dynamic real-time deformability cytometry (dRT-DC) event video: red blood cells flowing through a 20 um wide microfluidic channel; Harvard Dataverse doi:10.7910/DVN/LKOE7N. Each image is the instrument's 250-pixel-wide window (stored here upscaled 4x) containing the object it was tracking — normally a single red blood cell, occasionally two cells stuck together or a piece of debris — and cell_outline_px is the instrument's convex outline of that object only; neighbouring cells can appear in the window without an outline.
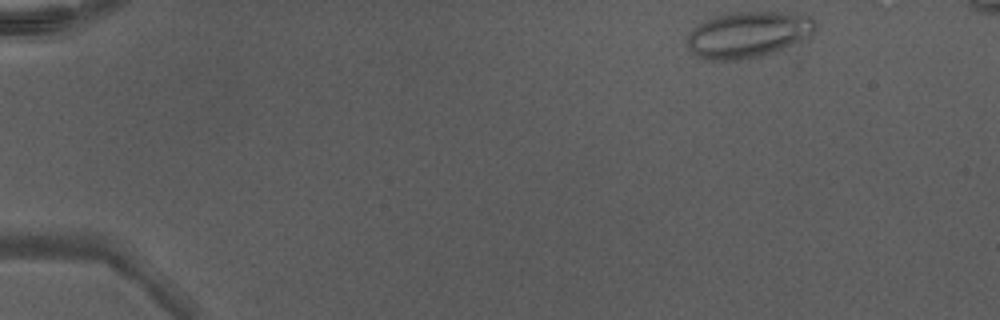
{"species": "Egyptian fruit bat (a non-hibernating species)", "species_latin": "Rousettus aegyptiacus", "temperature_condition": "warm", "stored_images_in_passage": 44, "camera_frame_rate_fps": 3000, "um_per_image_px": 0.085, "animal": {"sex": "male"}, "frame": {"image": 1, "passage_image": 1, "time_ms": 0.0, "image_size_px": [1000, 320], "cell_outline_px": [[816, 28], [808, 36], [792, 44], [772, 52], [740, 60], [708, 60], [696, 56], [688, 48], [684, 40], [688, 32], [692, 28], [716, 16], [736, 12], [780, 12], [812, 16], [816, 24]], "centroid_in_image_um": [63.52, 2.94], "position_along_channel_um": 21.5, "area_um2": 34.16}}
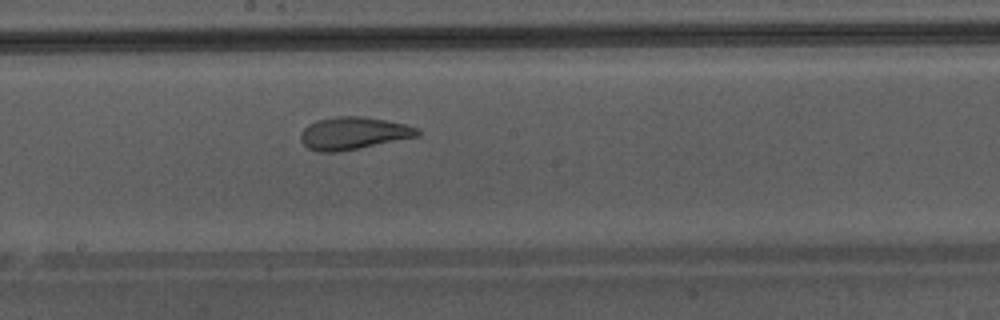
{"frame": {"image": 2, "passage_image": 23, "time_ms": 7.333, "image_size_px": [1000, 320], "cell_outline_px": [[420, 136], [336, 152], [320, 152], [308, 148], [300, 140], [300, 132], [308, 124], [316, 120], [336, 116], [364, 116], [404, 124], [420, 128]], "centroid_in_image_um": [30.02, 11.31], "position_along_channel_um": 218.2, "area_um2": 22.08}}
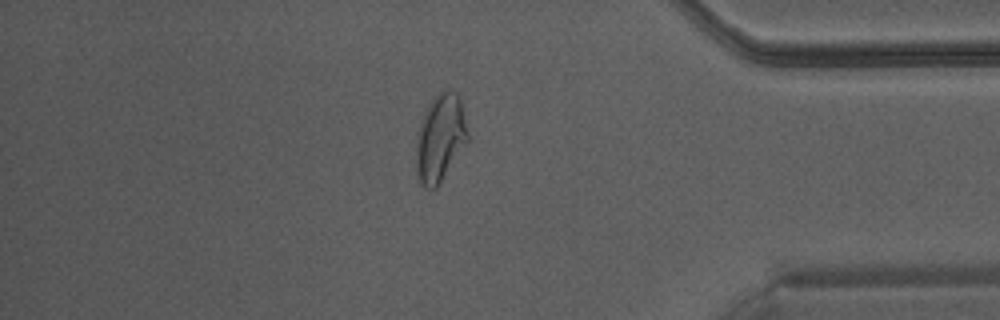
{"frame": {"image": 3, "passage_image": 37, "time_ms": 12.0, "image_size_px": [1000, 320], "cell_outline_px": [[468, 140], [436, 188], [424, 188], [420, 180], [416, 168], [416, 132], [424, 112], [428, 104], [436, 92], [448, 88], [456, 92], [460, 100], [468, 136]], "centroid_in_image_um": [37.38, 11.68], "position_along_channel_um": 397.8, "area_um2": 26.13}}